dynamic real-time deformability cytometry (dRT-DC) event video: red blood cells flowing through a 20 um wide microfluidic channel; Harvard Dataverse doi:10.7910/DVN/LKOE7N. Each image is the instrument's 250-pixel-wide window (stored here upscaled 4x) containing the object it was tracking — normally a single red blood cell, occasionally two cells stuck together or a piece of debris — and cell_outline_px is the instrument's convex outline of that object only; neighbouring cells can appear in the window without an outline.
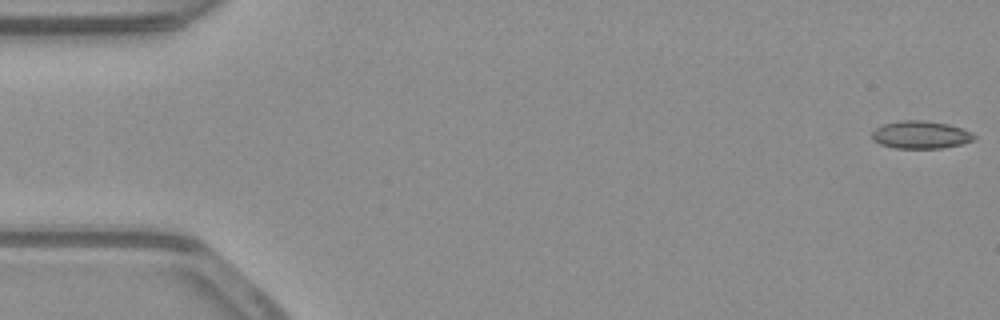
{"species": "common noctule bat (a hibernating species)", "species_latin": "Nyctalus noctula", "temperature_condition": "warm", "stored_images_in_passage": 48, "camera_frame_rate_fps": 3000, "um_per_image_px": 0.085, "animal": {"sex": "male", "body_mass_g": 23.1, "forearm_length_mm": 52.7}, "frame": {"image": 1, "passage_image": 1, "time_ms": 0.0, "image_size_px": [1000, 320], "cell_outline_px": [[976, 140], [964, 144], [944, 148], [896, 148], [880, 144], [872, 140], [872, 132], [876, 128], [884, 124], [900, 120], [924, 120], [948, 124], [972, 132], [976, 136]], "centroid_in_image_um": [78.29, 11.46], "position_along_channel_um": 6.7, "area_um2": 16.65}}
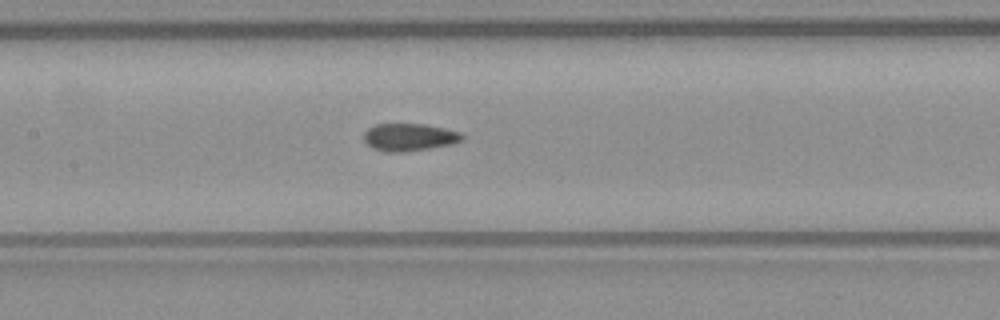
{"frame": {"image": 2, "passage_image": 25, "time_ms": 8.0, "image_size_px": [1000, 320], "cell_outline_px": [[464, 140], [452, 144], [404, 152], [388, 152], [372, 148], [364, 140], [364, 132], [368, 128], [376, 124], [424, 124], [444, 128], [460, 132], [464, 136]], "centroid_in_image_um": [34.79, 11.66], "position_along_channel_um": 172.6, "area_um2": 15.72}}
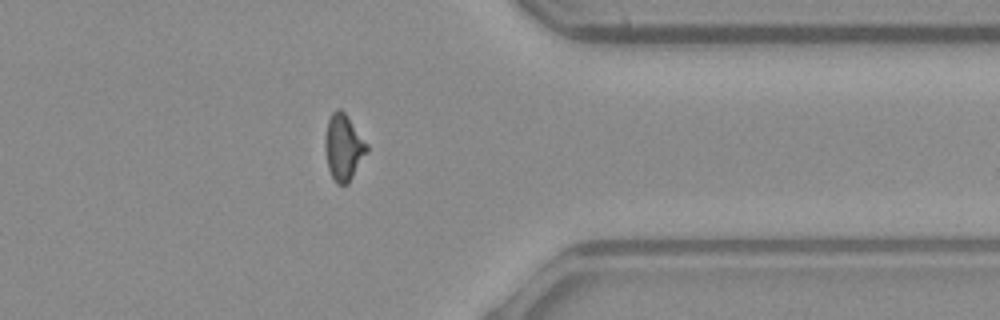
{"frame": {"image": 3, "passage_image": 42, "time_ms": 13.667, "image_size_px": [1000, 320], "cell_outline_px": [[368, 152], [348, 184], [336, 184], [328, 168], [324, 148], [324, 140], [328, 120], [332, 112], [336, 108], [340, 108], [344, 112], [368, 144]], "centroid_in_image_um": [29.19, 12.52], "position_along_channel_um": 382.2, "area_um2": 16.18}}